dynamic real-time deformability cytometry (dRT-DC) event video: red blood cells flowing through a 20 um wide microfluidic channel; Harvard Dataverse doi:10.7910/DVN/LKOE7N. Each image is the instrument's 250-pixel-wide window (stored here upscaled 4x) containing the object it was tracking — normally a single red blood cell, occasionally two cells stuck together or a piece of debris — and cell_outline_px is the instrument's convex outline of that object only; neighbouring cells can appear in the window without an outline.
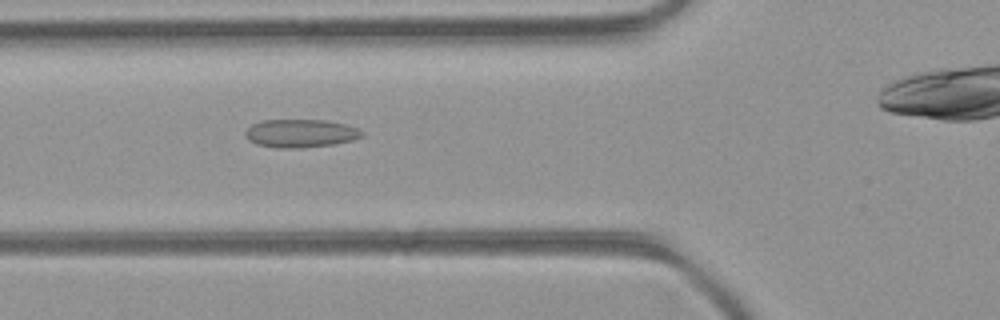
{"species": "common noctule bat (a hibernating species)", "species_latin": "Nyctalus noctula", "temperature_condition": "room temperature", "stored_images_in_passage": 43, "camera_frame_rate_fps": 3000, "um_per_image_px": 0.085, "animal": {"sex": "female", "body_mass_g": 21.9}, "frame": {"image": 1, "passage_image": 18, "time_ms": 5.667, "image_size_px": [1000, 320], "cell_outline_px": [[364, 136], [352, 140], [336, 144], [300, 148], [280, 148], [256, 144], [248, 140], [244, 136], [244, 132], [252, 124], [260, 120], [328, 120], [344, 124], [356, 128], [364, 132]], "centroid_in_image_um": [25.53, 11.33], "position_along_channel_um": 100.3, "area_um2": 19.31}}
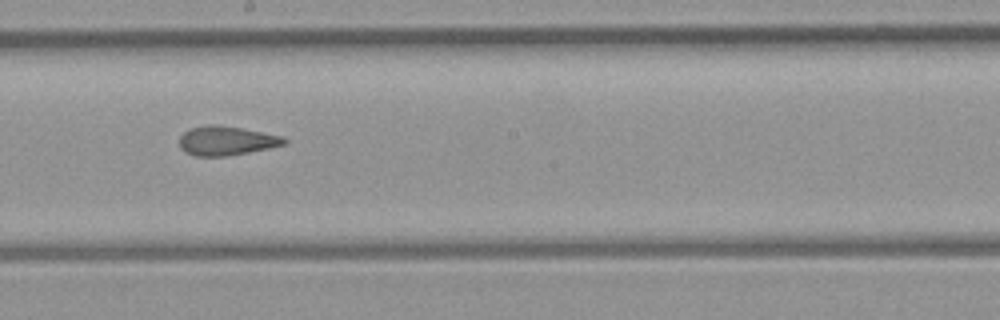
{"frame": {"image": 2, "passage_image": 27, "time_ms": 8.667, "image_size_px": [1000, 320], "cell_outline_px": [[288, 140], [284, 144], [268, 148], [228, 156], [196, 156], [184, 152], [180, 148], [180, 136], [184, 132], [192, 128], [208, 124], [216, 124], [240, 128], [284, 136]], "centroid_in_image_um": [19.23, 11.96], "position_along_channel_um": 229.0, "area_um2": 17.74}}
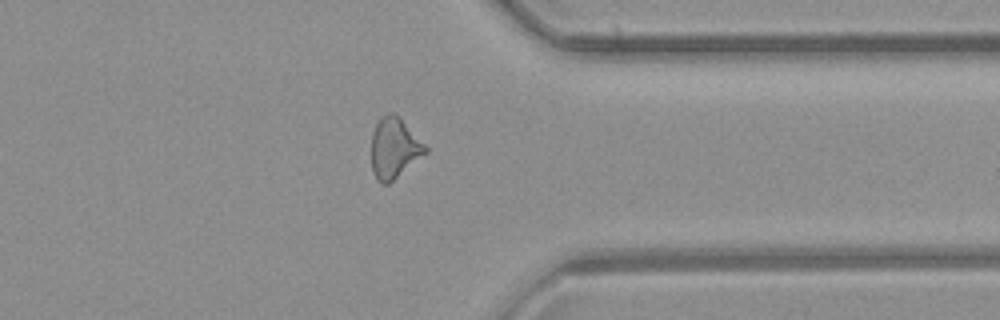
{"frame": {"image": 3, "passage_image": 38, "time_ms": 12.333, "image_size_px": [1000, 320], "cell_outline_px": [[428, 152], [388, 184], [380, 184], [376, 180], [372, 172], [372, 132], [380, 116], [392, 112], [428, 148]], "centroid_in_image_um": [33.48, 12.64], "position_along_channel_um": 377.9, "area_um2": 18.67}, "authors_computed_cell_mechanics": {"area_um2": 18.6694, "velocity_mm_per_s": 4.2666, "shape_relaxation_time_tau1_ms": null, "shape_relaxation_time_tau2_ms": 1.7589, "deformation_change_tau1": null, "deformation_change_tau2": 0.1114}}